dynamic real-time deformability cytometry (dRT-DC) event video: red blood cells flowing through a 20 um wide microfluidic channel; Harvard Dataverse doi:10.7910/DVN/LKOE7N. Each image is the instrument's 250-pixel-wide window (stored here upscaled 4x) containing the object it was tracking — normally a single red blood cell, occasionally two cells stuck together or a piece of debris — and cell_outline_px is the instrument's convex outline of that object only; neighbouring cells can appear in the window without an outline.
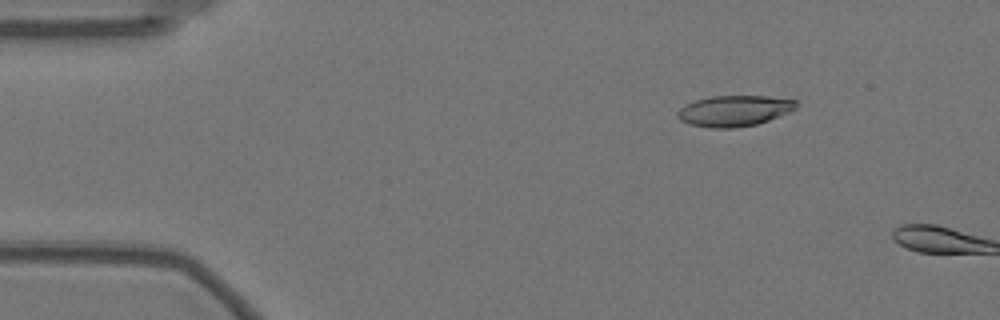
{"species": "Egyptian fruit bat (a non-hibernating species)", "species_latin": "Rousettus aegyptiacus", "temperature_condition": "warm", "stored_images_in_passage": 9, "camera_frame_rate_fps": 3000, "um_per_image_px": 0.085, "animal": {"sex": "female"}, "frame": {"image": 1, "passage_image": 8, "time_ms": 2.333, "image_size_px": [1000, 320], "cell_outline_px": [[796, 108], [792, 112], [756, 124], [736, 128], [712, 128], [688, 124], [680, 120], [676, 116], [676, 112], [684, 104], [696, 100], [712, 96], [768, 96], [796, 100]], "centroid_in_image_um": [62.39, 9.42], "position_along_channel_um": 22.6, "area_um2": 21.5}}